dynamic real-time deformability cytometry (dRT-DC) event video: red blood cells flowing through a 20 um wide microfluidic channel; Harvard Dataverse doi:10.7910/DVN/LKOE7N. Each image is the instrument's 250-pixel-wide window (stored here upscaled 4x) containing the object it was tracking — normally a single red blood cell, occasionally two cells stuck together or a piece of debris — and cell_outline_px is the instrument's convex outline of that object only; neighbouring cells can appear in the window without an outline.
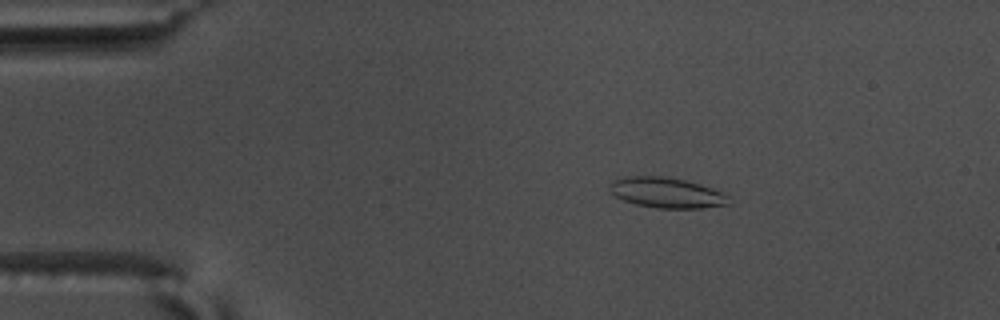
{"species": "common noctule bat (a hibernating species)", "species_latin": "Nyctalus noctula", "temperature_condition": "warm", "stored_images_in_passage": 48, "camera_frame_rate_fps": 3000, "um_per_image_px": 0.085, "animal": {"sex": "male", "body_mass_g": 17.5, "forearm_length_mm": 52.3}, "frame": {"image": 1, "passage_image": 3, "time_ms": 0.667, "image_size_px": [1000, 320], "cell_outline_px": [[728, 204], [700, 208], [656, 208], [636, 204], [624, 200], [616, 196], [608, 188], [616, 180], [624, 176], [664, 176], [684, 180], [700, 184], [712, 188], [720, 192], [724, 196]], "centroid_in_image_um": [56.61, 16.37], "position_along_channel_um": 28.4, "area_um2": 20.58}}
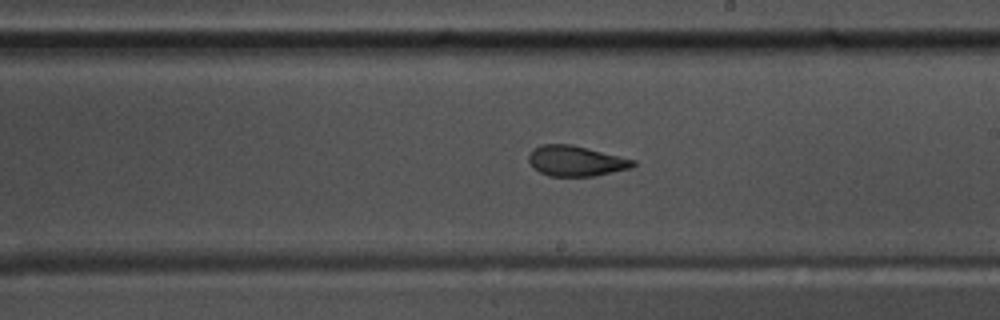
{"frame": {"image": 2, "passage_image": 25, "time_ms": 8.0, "image_size_px": [1000, 320], "cell_outline_px": [[636, 164], [632, 168], [596, 176], [548, 176], [532, 168], [528, 160], [528, 156], [540, 144], [572, 144], [636, 160]], "centroid_in_image_um": [48.96, 13.69], "position_along_channel_um": 240.0, "area_um2": 18.61}}
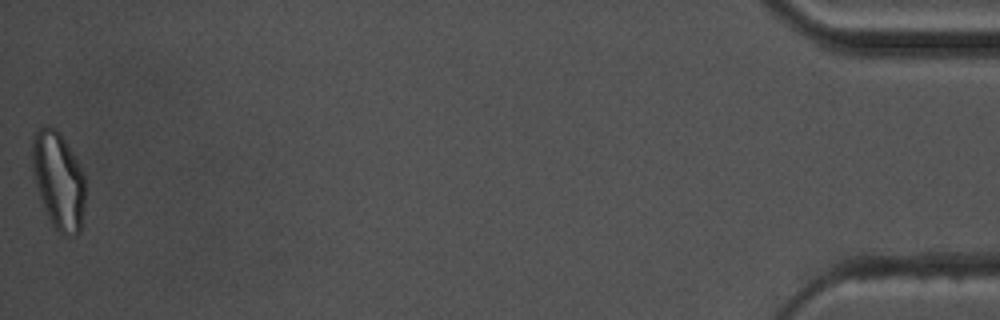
{"frame": {"image": 3, "passage_image": 48, "time_ms": 15.667, "image_size_px": [1000, 320], "cell_outline_px": [[84, 204], [80, 232], [76, 236], [64, 236], [52, 224], [44, 208], [36, 184], [32, 168], [32, 136], [44, 124], [48, 124], [56, 128], [60, 132], [76, 160], [84, 176]], "centroid_in_image_um": [4.96, 15.32], "position_along_channel_um": 430.2, "area_um2": 29.88}, "authors_computed_cell_mechanics": {"area_um2": 19.6809, "velocity_mm_per_s": 3.7363, "shape_relaxation_time_tau1_ms": 6.4781, "shape_relaxation_time_tau2_ms": 1.9164, "deformation_change_tau1": 0.2006, "deformation_change_tau2": 0.0874}}